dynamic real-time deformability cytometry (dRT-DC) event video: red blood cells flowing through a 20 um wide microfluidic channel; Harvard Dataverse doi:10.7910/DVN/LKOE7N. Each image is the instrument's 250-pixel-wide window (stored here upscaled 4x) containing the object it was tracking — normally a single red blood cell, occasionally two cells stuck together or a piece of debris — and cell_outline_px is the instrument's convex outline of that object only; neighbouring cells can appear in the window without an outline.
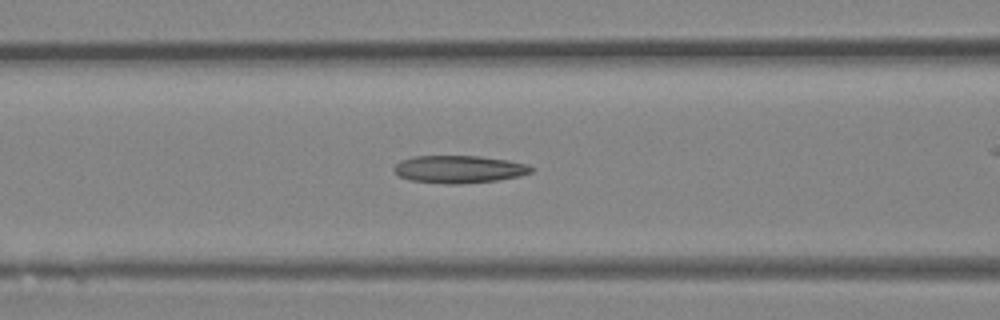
{"species": "Egyptian fruit bat (a non-hibernating species)", "species_latin": "Rousettus aegyptiacus", "temperature_condition": "room temperature", "stored_images_in_passage": 39, "camera_frame_rate_fps": 3000, "um_per_image_px": 0.085, "animal": {"sex": "female"}, "frame": {"image": 1, "passage_image": 15, "time_ms": 4.667, "image_size_px": [1000, 320], "cell_outline_px": [[536, 168], [532, 172], [520, 176], [496, 180], [460, 184], [444, 184], [408, 180], [400, 176], [392, 168], [400, 160], [416, 156], [480, 156], [508, 160], [528, 164]], "centroid_in_image_um": [39.04, 14.38], "position_along_channel_um": 127.6, "area_um2": 22.2}}
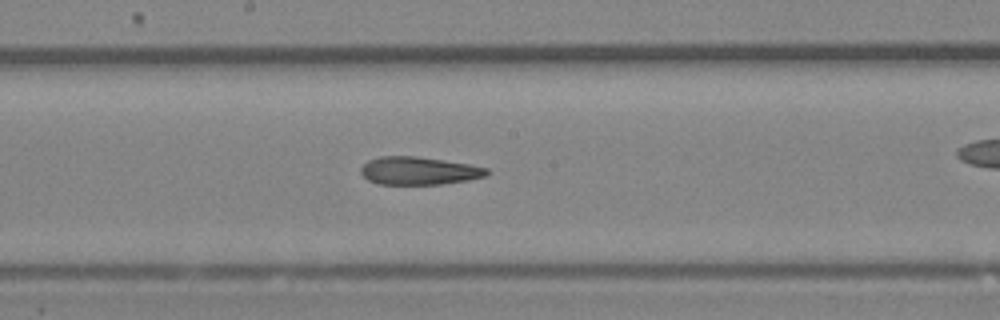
{"frame": {"image": 2, "passage_image": 20, "time_ms": 6.333, "image_size_px": [1000, 320], "cell_outline_px": [[492, 172], [484, 176], [468, 180], [440, 184], [376, 184], [368, 180], [360, 172], [360, 168], [368, 160], [380, 156], [416, 156], [468, 164], [488, 168]], "centroid_in_image_um": [35.59, 14.51], "position_along_channel_um": 212.6, "area_um2": 20.46}}
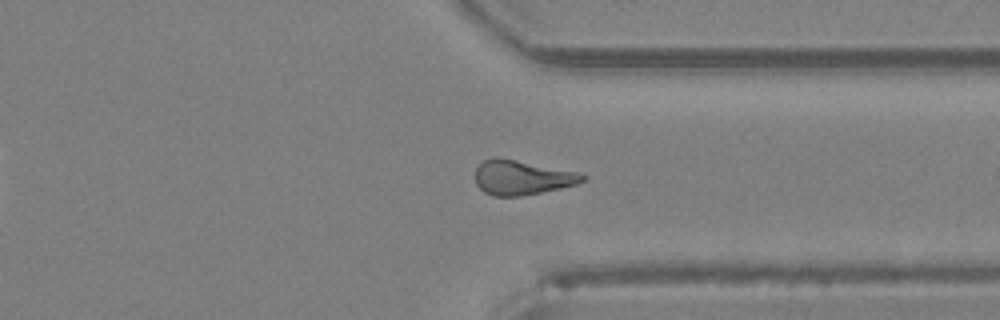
{"frame": {"image": 3, "passage_image": 29, "time_ms": 9.333, "image_size_px": [1000, 320], "cell_outline_px": [[588, 176], [584, 180], [576, 184], [560, 188], [520, 196], [492, 196], [484, 192], [476, 184], [476, 168], [484, 160], [496, 156], [576, 172]], "centroid_in_image_um": [44.33, 15.09], "position_along_channel_um": 367.1, "area_um2": 21.33}}